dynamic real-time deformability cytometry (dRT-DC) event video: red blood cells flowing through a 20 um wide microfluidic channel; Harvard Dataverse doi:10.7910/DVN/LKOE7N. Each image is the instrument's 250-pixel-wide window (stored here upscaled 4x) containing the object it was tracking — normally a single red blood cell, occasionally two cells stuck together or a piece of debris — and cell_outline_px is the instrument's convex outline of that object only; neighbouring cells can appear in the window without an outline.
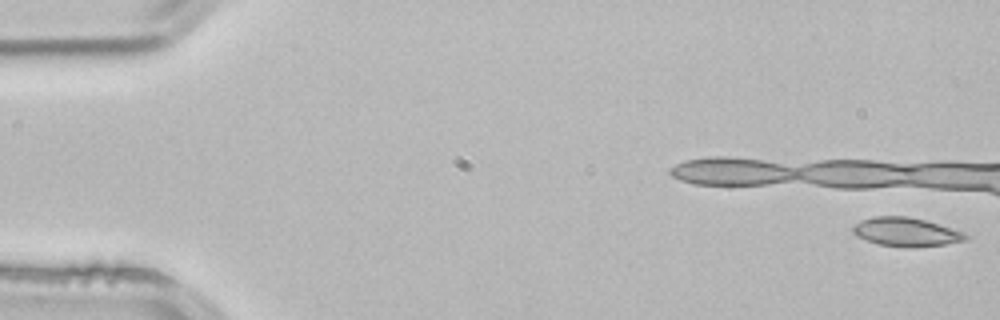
{"species": "common noctule bat (a hibernating species)", "species_latin": "Nyctalus noctula", "temperature_condition": "room temperature", "stored_images_in_passage": 5, "camera_frame_rate_fps": 3000, "um_per_image_px": 0.085, "animal": {"sex": "male", "body_mass_g": 21.5, "forearm_length_mm": 52.0}, "frame": {"image": 1, "passage_image": 1, "time_ms": 0.0, "image_size_px": [1000, 320], "cell_outline_px": [[968, 240], [944, 244], [912, 248], [904, 248], [880, 244], [856, 236], [852, 232], [852, 228], [860, 220], [872, 216], [908, 216], [924, 220], [964, 232], [968, 236]], "centroid_in_image_um": [77.01, 19.72], "position_along_channel_um": 8.0, "area_um2": 18.9}}
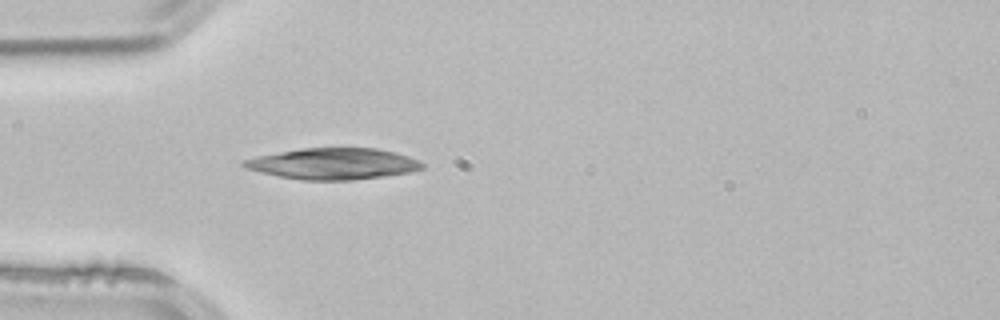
{"frame": {"image": 2, "passage_image": 5, "time_ms": 1.333, "image_size_px": [1000, 320], "cell_outline_px": [[424, 168], [408, 172], [384, 176], [352, 180], [304, 180], [280, 176], [260, 172], [244, 168], [240, 164], [244, 160], [256, 156], [300, 148], [376, 148], [396, 152], [420, 160], [424, 164]], "centroid_in_image_um": [28.32, 13.91], "position_along_channel_um": 56.7, "area_um2": 32.48}}